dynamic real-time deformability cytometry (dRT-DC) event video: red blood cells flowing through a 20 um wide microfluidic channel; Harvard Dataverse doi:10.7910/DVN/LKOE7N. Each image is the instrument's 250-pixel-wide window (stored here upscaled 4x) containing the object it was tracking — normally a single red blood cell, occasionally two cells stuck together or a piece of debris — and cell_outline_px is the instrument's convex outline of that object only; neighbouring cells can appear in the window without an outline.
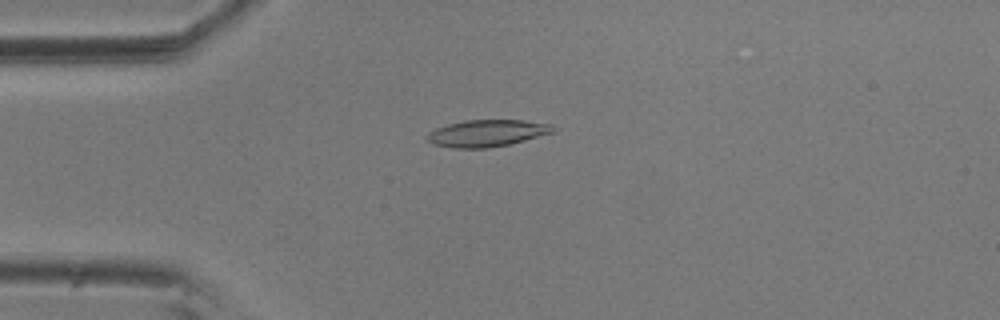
{"species": "common noctule bat (a hibernating species)", "species_latin": "Nyctalus noctula", "temperature_condition": "room temperature", "stored_images_in_passage": 55, "camera_frame_rate_fps": 3000, "um_per_image_px": 0.085, "animal": {"sex": "male", "body_mass_g": 20.5, "forearm_length_mm": 52.5}, "frame": {"image": 1, "passage_image": 13, "time_ms": 4.0, "image_size_px": [1000, 320], "cell_outline_px": [[556, 128], [552, 132], [524, 140], [508, 144], [488, 148], [452, 148], [432, 144], [424, 136], [428, 132], [436, 128], [448, 124], [464, 120], [524, 120], [552, 124]], "centroid_in_image_um": [41.34, 11.32], "position_along_channel_um": 43.7, "area_um2": 19.71}}
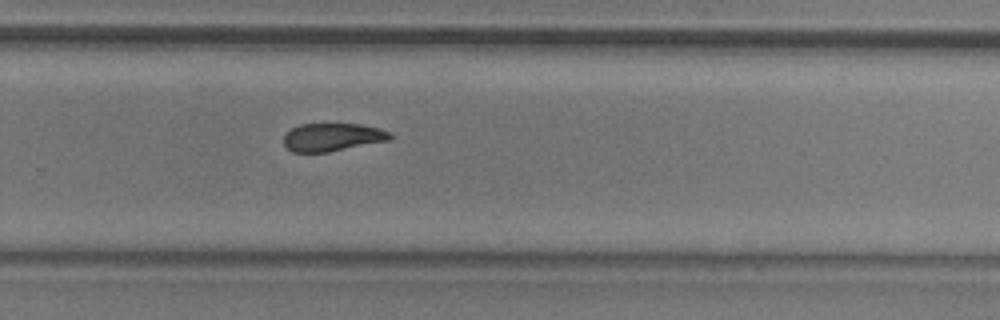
{"frame": {"image": 2, "passage_image": 36, "time_ms": 11.667, "image_size_px": [1000, 320], "cell_outline_px": [[392, 136], [388, 140], [328, 152], [292, 152], [284, 144], [284, 136], [292, 128], [300, 124], [360, 124], [380, 128], [392, 132]], "centroid_in_image_um": [28.26, 11.65], "position_along_channel_um": 301.5, "area_um2": 17.22}}
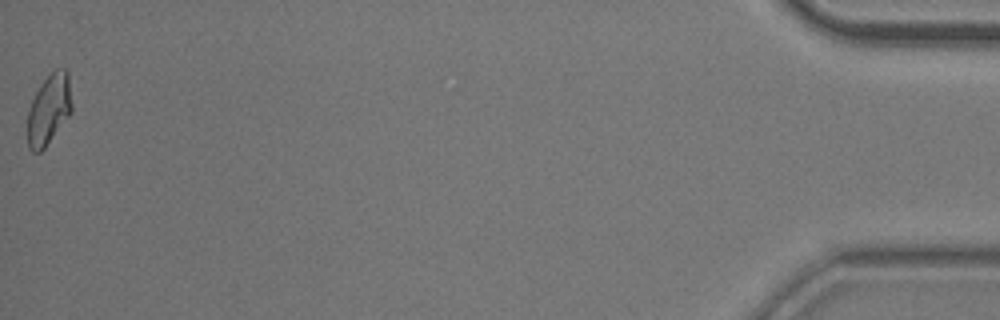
{"frame": {"image": 3, "passage_image": 55, "time_ms": 18.0, "image_size_px": [1000, 320], "cell_outline_px": [[72, 112], [44, 148], [40, 152], [32, 152], [28, 148], [28, 112], [32, 100], [36, 92], [44, 80], [56, 68], [64, 68], [68, 72], [72, 104]], "centroid_in_image_um": [4.17, 9.3], "position_along_channel_um": 431.0, "area_um2": 18.03}, "authors_computed_cell_mechanics": {"area_um2": 18.5538, "velocity_mm_per_s": 3.6157, "shape_relaxation_time_tau1_ms": 5.0851, "shape_relaxation_time_tau2_ms": 3.0711, "deformation_change_tau1": 0.1489, "deformation_change_tau2": 0.0898}}